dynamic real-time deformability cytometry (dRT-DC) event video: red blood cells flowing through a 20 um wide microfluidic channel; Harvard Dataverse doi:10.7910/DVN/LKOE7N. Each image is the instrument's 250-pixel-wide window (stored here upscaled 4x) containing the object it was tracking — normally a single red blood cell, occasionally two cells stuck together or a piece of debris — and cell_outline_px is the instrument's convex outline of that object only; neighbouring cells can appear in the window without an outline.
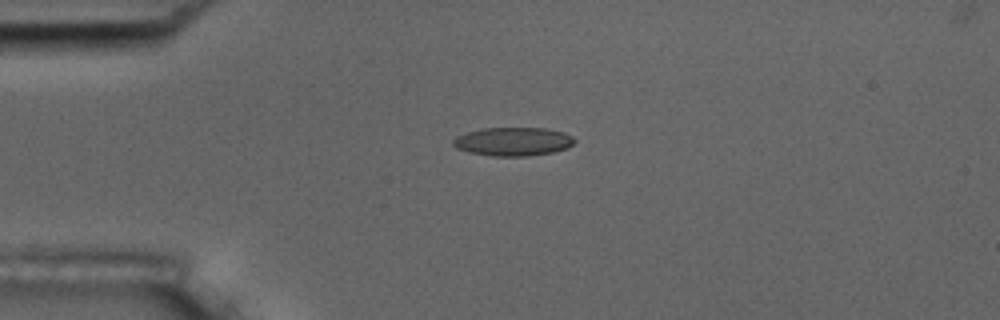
{"species": "common noctule bat (a hibernating species)", "species_latin": "Nyctalus noctula", "temperature_condition": "room temperature", "stored_images_in_passage": 2, "camera_frame_rate_fps": 3000, "um_per_image_px": 0.085, "animal": {"sex": "male", "body_mass_g": 17.5, "forearm_length_mm": 52.3}, "frame": {"image": 1, "passage_image": 1, "time_ms": 0.0, "image_size_px": [1000, 320], "cell_outline_px": [[576, 140], [572, 144], [564, 148], [552, 152], [528, 156], [492, 156], [468, 152], [456, 148], [452, 144], [452, 140], [456, 136], [480, 128], [544, 128], [564, 132], [572, 136]], "centroid_in_image_um": [43.57, 12.03], "position_along_channel_um": 41.4, "area_um2": 20.17}}